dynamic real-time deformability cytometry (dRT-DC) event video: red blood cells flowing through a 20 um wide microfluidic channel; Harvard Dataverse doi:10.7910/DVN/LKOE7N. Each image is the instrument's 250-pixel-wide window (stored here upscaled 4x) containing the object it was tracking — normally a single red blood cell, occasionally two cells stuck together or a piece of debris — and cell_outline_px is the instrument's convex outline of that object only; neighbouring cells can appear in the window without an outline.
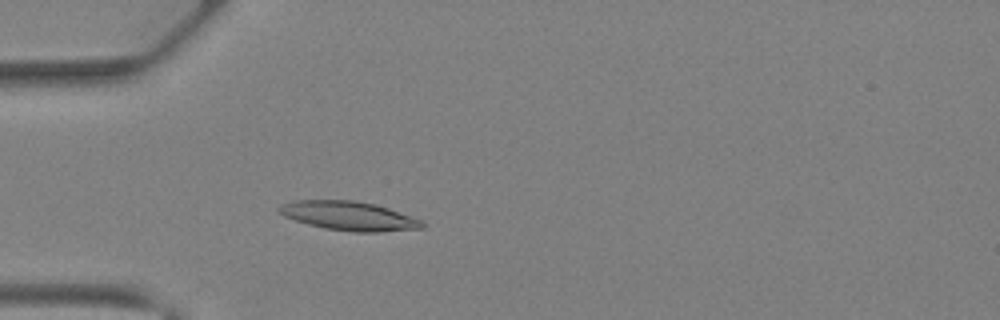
{"species": "Egyptian fruit bat (a non-hibernating species)", "species_latin": "Rousettus aegyptiacus", "temperature_condition": "warm", "stored_images_in_passage": 40, "camera_frame_rate_fps": 3000, "um_per_image_px": 0.085, "animal": {"sex": "female"}, "frame": {"image": 1, "passage_image": 12, "time_ms": 3.667, "image_size_px": [1000, 320], "cell_outline_px": [[424, 228], [380, 232], [356, 232], [324, 228], [308, 224], [284, 216], [276, 212], [276, 208], [280, 204], [296, 200], [352, 200], [372, 204], [388, 208], [420, 220], [424, 224]], "centroid_in_image_um": [29.59, 18.35], "position_along_channel_um": 55.4, "area_um2": 24.04}}
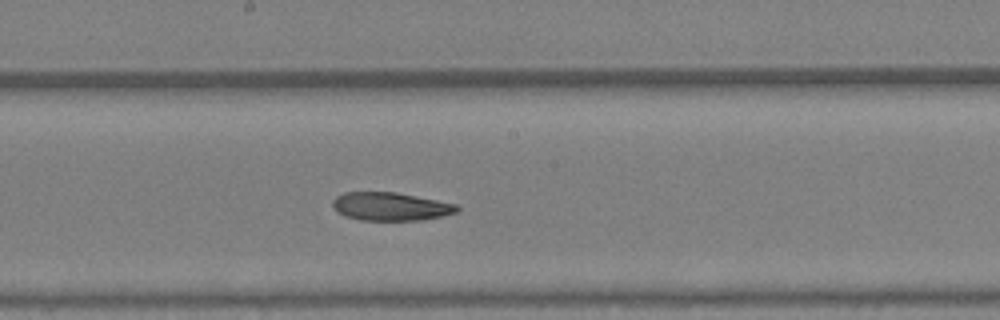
{"frame": {"image": 2, "passage_image": 22, "time_ms": 7.0, "image_size_px": [1000, 320], "cell_outline_px": [[460, 208], [456, 212], [440, 216], [420, 220], [360, 220], [344, 216], [336, 212], [332, 204], [332, 200], [336, 196], [344, 192], [396, 192], [456, 204]], "centroid_in_image_um": [33.14, 17.55], "position_along_channel_um": 215.1, "area_um2": 20.4}}
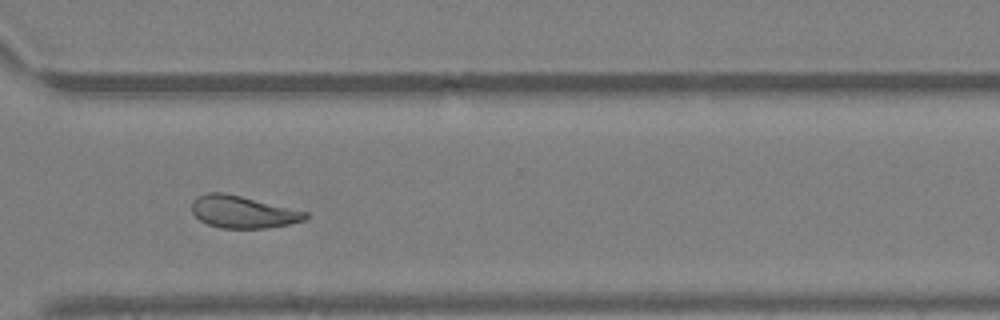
{"frame": {"image": 3, "passage_image": 30, "time_ms": 9.667, "image_size_px": [1000, 320], "cell_outline_px": [[308, 216], [304, 220], [288, 224], [268, 228], [220, 228], [208, 224], [200, 220], [192, 212], [192, 200], [196, 196], [208, 192], [224, 192], [308, 212]], "centroid_in_image_um": [20.61, 18.01], "position_along_channel_um": 350.0, "area_um2": 21.27}}